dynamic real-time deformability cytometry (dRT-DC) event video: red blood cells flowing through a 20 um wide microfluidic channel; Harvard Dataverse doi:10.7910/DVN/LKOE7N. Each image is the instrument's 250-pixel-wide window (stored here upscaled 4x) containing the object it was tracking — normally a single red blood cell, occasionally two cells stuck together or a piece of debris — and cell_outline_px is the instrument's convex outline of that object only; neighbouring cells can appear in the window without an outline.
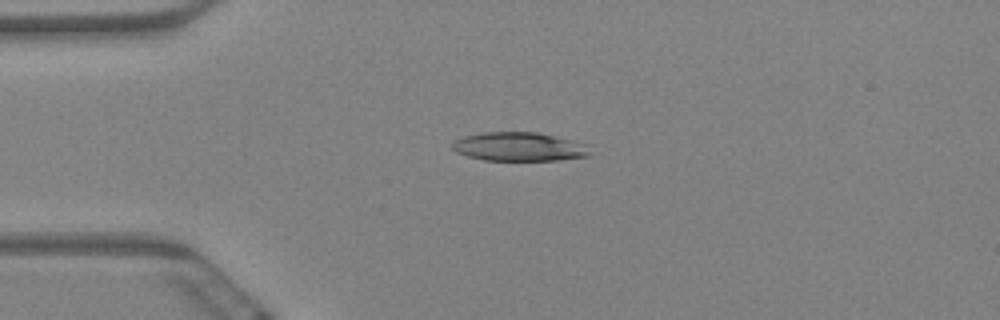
{"species": "Egyptian fruit bat (a non-hibernating species)", "species_latin": "Rousettus aegyptiacus", "temperature_condition": "warm", "stored_images_in_passage": 5, "camera_frame_rate_fps": 3000, "um_per_image_px": 0.085, "animal": {"sex": "female"}, "frame": {"image": 1, "passage_image": 4, "time_ms": 1.0, "image_size_px": [1000, 320], "cell_outline_px": [[592, 156], [560, 160], [484, 160], [468, 156], [456, 152], [452, 148], [452, 144], [456, 140], [464, 136], [484, 132], [536, 132], [572, 140], [588, 144]], "centroid_in_image_um": [44.18, 12.47], "position_along_channel_um": 40.8, "area_um2": 23.18}}